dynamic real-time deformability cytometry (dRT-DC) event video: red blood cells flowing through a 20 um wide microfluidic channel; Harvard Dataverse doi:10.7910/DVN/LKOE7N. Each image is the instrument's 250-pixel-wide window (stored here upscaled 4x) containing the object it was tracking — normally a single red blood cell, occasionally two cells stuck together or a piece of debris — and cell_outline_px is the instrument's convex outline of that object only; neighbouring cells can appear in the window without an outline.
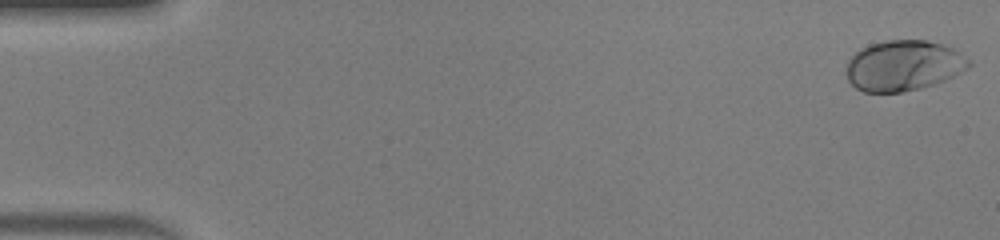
{"species": "human", "species_latin": "Homo sapiens", "temperature_condition": "warm", "stored_images_in_passage": 48, "camera_frame_rate_fps": 3000, "um_per_image_px": 0.085, "donor": {"sex": "male"}, "frame": {"image": 1, "passage_image": 1, "time_ms": 0.0, "image_size_px": [1000, 240], "cell_outline_px": [[972, 64], [968, 68], [944, 80], [920, 88], [900, 92], [864, 92], [856, 88], [848, 80], [848, 60], [860, 48], [868, 44], [884, 40], [928, 40], [944, 44], [952, 48], [968, 60]], "centroid_in_image_um": [76.78, 5.56], "position_along_channel_um": 8.2, "area_um2": 35.84}}
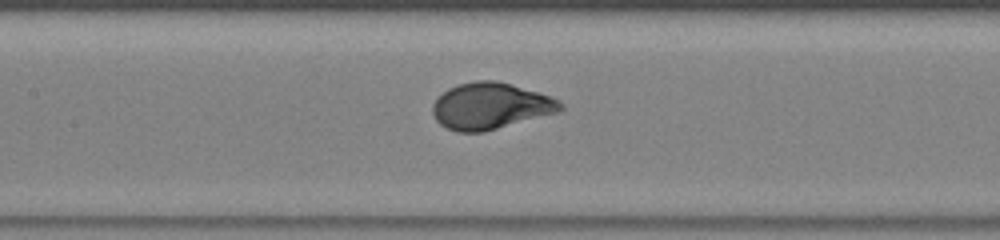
{"frame": {"image": 2, "passage_image": 23, "time_ms": 7.333, "image_size_px": [1000, 240], "cell_outline_px": [[564, 108], [560, 112], [484, 132], [456, 132], [440, 124], [436, 120], [432, 112], [432, 104], [448, 88], [456, 84], [476, 80], [496, 80], [512, 84], [560, 100], [564, 104]], "centroid_in_image_um": [41.7, 9.01], "position_along_channel_um": 165.7, "area_um2": 34.74}}
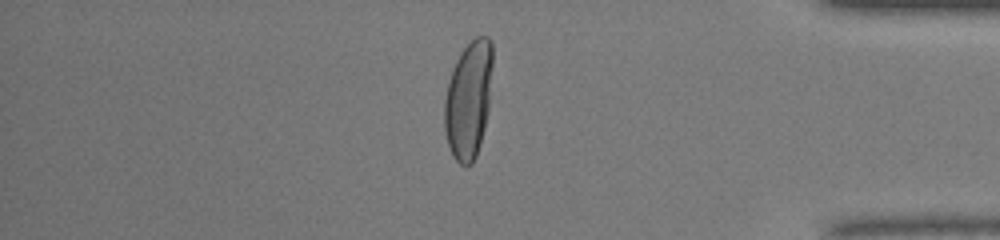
{"frame": {"image": 3, "passage_image": 41, "time_ms": 13.333, "image_size_px": [1000, 240], "cell_outline_px": [[492, 68], [488, 108], [484, 128], [480, 144], [476, 156], [472, 164], [460, 164], [452, 156], [448, 144], [444, 128], [444, 100], [448, 80], [452, 68], [460, 52], [476, 36], [488, 36], [492, 40]], "centroid_in_image_um": [39.81, 8.45], "position_along_channel_um": 395.4, "area_um2": 33.06}, "authors_computed_cell_mechanics": {"area_um2": 34.4777, "velocity_mm_per_s": 4.2992, "shape_relaxation_time_tau1_ms": 2.4263, "shape_relaxation_time_tau2_ms": null, "deformation_change_tau1": 0.1939, "deformation_change_tau2": null}}